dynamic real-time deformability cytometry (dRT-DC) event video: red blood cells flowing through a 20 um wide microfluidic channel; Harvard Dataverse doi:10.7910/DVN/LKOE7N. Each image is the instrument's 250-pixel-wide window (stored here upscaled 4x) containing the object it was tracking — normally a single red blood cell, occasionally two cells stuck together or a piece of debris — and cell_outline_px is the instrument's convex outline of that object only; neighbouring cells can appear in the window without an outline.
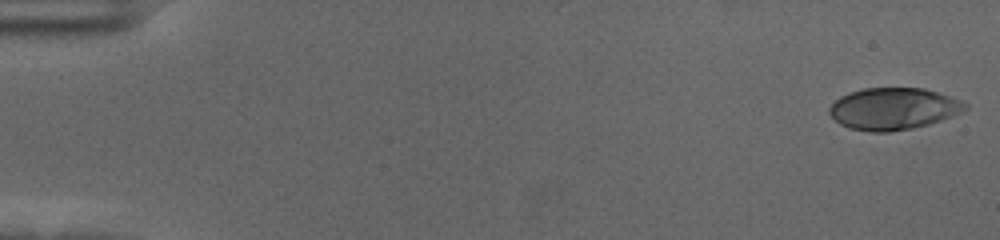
{"species": "human", "species_latin": "Homo sapiens", "temperature_condition": "cold", "stored_images_in_passage": 56, "camera_frame_rate_fps": 3000, "um_per_image_px": 0.085, "donor": {"sex": "female"}, "frame": {"image": 1, "passage_image": 1, "time_ms": 0.0, "image_size_px": [1000, 240], "cell_outline_px": [[968, 108], [952, 116], [928, 124], [912, 128], [888, 132], [872, 132], [848, 128], [840, 124], [828, 112], [828, 108], [840, 96], [848, 92], [864, 88], [924, 88], [948, 96], [968, 104]], "centroid_in_image_um": [75.9, 9.24], "position_along_channel_um": 9.1, "area_um2": 32.95}}
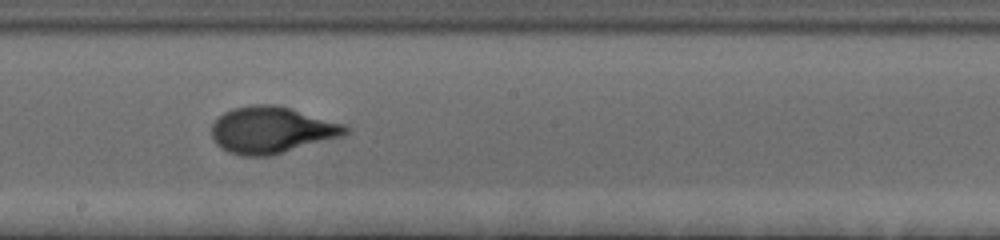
{"frame": {"image": 2, "passage_image": 32, "time_ms": 10.333, "image_size_px": [1000, 240], "cell_outline_px": [[352, 128], [344, 136], [272, 156], [240, 156], [228, 152], [220, 148], [212, 140], [212, 124], [224, 112], [232, 108], [252, 104], [276, 104], [344, 124]], "centroid_in_image_um": [23.09, 11.06], "position_along_channel_um": 225.1, "area_um2": 36.76}}
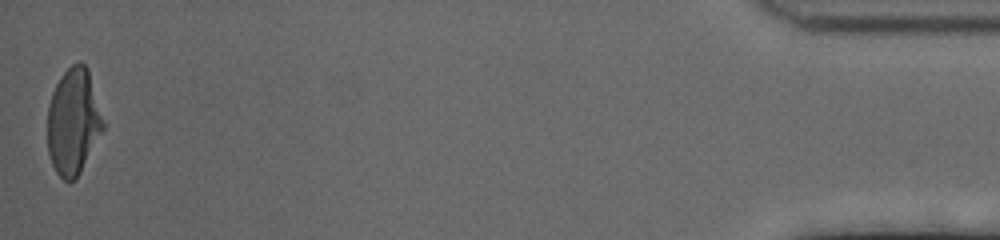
{"frame": {"image": 3, "passage_image": 56, "time_ms": 18.333, "image_size_px": [1000, 240], "cell_outline_px": [[104, 128], [76, 180], [64, 180], [56, 172], [52, 164], [48, 152], [48, 104], [52, 92], [60, 76], [72, 64], [80, 60], [88, 68], [104, 124]], "centroid_in_image_um": [6.22, 10.33], "position_along_channel_um": 429.0, "area_um2": 34.22}, "authors_computed_cell_mechanics": {"area_um2": 34.3332, "velocity_mm_per_s": 3.608, "shape_relaxation_time_tau1_ms": 3.243, "shape_relaxation_time_tau2_ms": null, "deformation_change_tau1": 0.1808, "deformation_change_tau2": null}}